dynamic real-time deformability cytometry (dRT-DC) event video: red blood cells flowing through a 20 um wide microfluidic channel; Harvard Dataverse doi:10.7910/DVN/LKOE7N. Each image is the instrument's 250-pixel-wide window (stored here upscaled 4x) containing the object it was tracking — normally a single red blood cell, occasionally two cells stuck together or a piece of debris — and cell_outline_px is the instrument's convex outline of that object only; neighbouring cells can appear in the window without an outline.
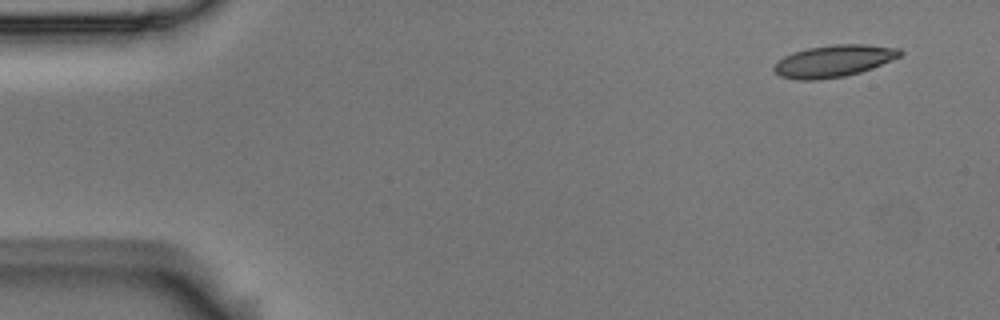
{"species": "Egyptian fruit bat (a non-hibernating species)", "species_latin": "Rousettus aegyptiacus", "temperature_condition": "room temperature", "stored_images_in_passage": 5, "camera_frame_rate_fps": 3000, "um_per_image_px": 0.085, "animal": {"sex": "male"}, "frame": {"image": 1, "passage_image": 5, "time_ms": 1.333, "image_size_px": [1000, 320], "cell_outline_px": [[904, 52], [900, 56], [872, 68], [860, 72], [844, 76], [820, 80], [796, 80], [780, 76], [772, 68], [784, 56], [792, 52], [808, 48], [832, 44], [868, 44], [900, 48]], "centroid_in_image_um": [70.88, 5.18], "position_along_channel_um": 14.1, "area_um2": 23.52}}